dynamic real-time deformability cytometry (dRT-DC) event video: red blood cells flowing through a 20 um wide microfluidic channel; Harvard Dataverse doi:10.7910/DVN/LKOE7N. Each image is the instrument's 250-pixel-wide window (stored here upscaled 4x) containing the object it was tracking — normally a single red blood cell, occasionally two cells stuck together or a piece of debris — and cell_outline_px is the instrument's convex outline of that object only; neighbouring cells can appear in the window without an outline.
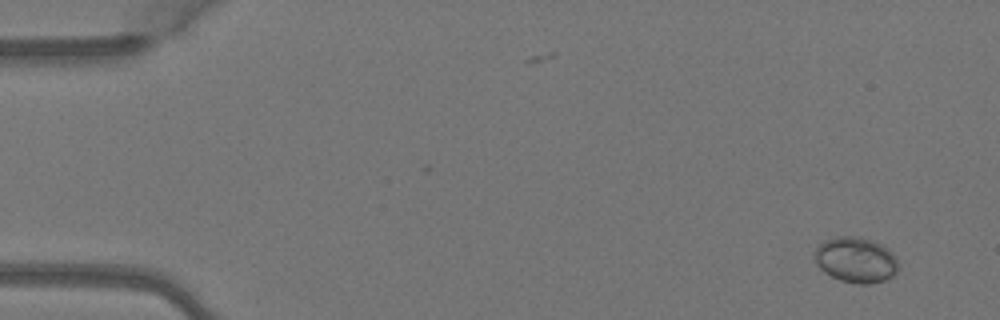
{"species": "Egyptian fruit bat (a non-hibernating species)", "species_latin": "Rousettus aegyptiacus", "temperature_condition": "warm", "stored_images_in_passage": 2, "camera_frame_rate_fps": 3000, "um_per_image_px": 0.085, "animal": {"sex": "female"}, "frame": {"image": 1, "passage_image": 2, "time_ms": 0.333, "image_size_px": [1000, 320], "cell_outline_px": [[900, 268], [892, 276], [884, 280], [872, 284], [860, 284], [840, 280], [824, 272], [816, 264], [816, 248], [820, 244], [828, 240], [844, 236], [860, 236], [884, 244], [896, 256]], "centroid_in_image_um": [72.81, 22.09], "position_along_channel_um": 12.2, "area_um2": 22.25}}